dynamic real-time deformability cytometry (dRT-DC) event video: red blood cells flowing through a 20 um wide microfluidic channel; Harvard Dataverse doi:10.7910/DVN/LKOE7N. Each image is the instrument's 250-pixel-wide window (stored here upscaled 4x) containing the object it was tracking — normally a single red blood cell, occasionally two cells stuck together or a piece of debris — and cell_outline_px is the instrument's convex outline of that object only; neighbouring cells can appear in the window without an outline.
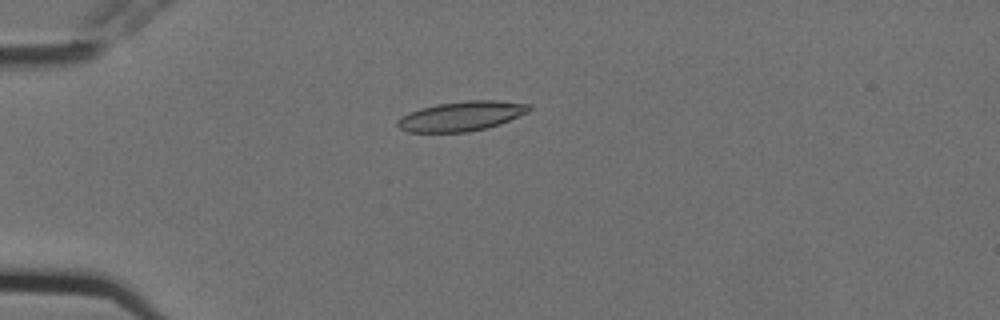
{"species": "Egyptian fruit bat (a non-hibernating species)", "species_latin": "Rousettus aegyptiacus", "temperature_condition": "cold", "stored_images_in_passage": 5, "camera_frame_rate_fps": 3000, "um_per_image_px": 0.085, "animal": {"sex": "female"}, "frame": {"image": 1, "passage_image": 2, "time_ms": 0.333, "image_size_px": [1000, 320], "cell_outline_px": [[532, 108], [528, 112], [500, 124], [488, 128], [468, 132], [408, 132], [400, 128], [396, 124], [396, 120], [400, 116], [408, 112], [420, 108], [436, 104], [468, 100], [496, 100], [532, 104]], "centroid_in_image_um": [39.22, 9.87], "position_along_channel_um": 45.8, "area_um2": 23.0}}
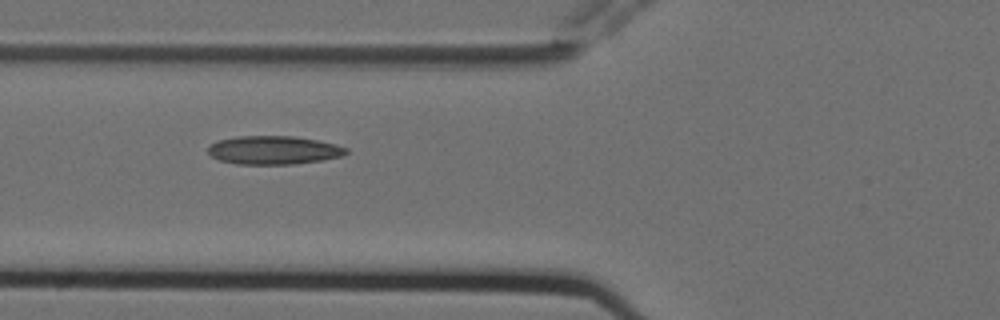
{"frame": {"image": 2, "passage_image": 4, "time_ms": 1.0, "image_size_px": [1000, 320], "cell_outline_px": [[348, 152], [340, 156], [324, 160], [292, 164], [236, 164], [220, 160], [212, 156], [208, 152], [208, 144], [220, 140], [236, 136], [292, 136], [316, 140], [336, 144], [348, 148]], "centroid_in_image_um": [23.25, 12.76], "position_along_channel_um": 102.5, "area_um2": 22.89}}
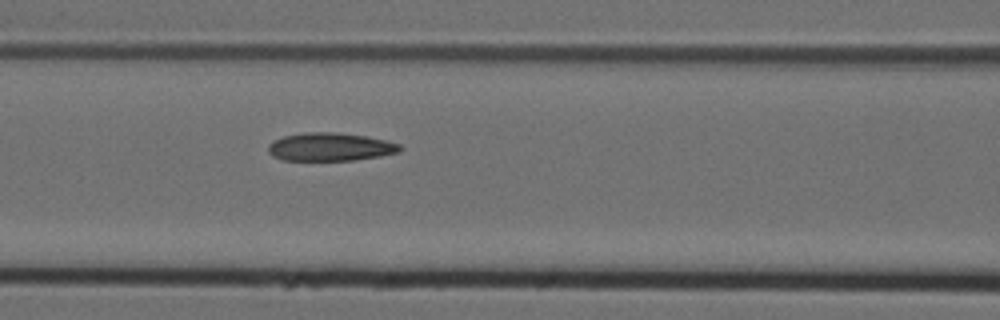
{"frame": {"image": 3, "passage_image": 5, "time_ms": 1.333, "image_size_px": [1000, 320], "cell_outline_px": [[404, 148], [400, 152], [380, 156], [356, 160], [284, 160], [272, 156], [268, 152], [268, 144], [272, 140], [284, 136], [304, 132], [336, 132], [368, 136], [400, 144]], "centroid_in_image_um": [28.07, 12.48], "position_along_channel_um": 138.5, "area_um2": 21.85}}